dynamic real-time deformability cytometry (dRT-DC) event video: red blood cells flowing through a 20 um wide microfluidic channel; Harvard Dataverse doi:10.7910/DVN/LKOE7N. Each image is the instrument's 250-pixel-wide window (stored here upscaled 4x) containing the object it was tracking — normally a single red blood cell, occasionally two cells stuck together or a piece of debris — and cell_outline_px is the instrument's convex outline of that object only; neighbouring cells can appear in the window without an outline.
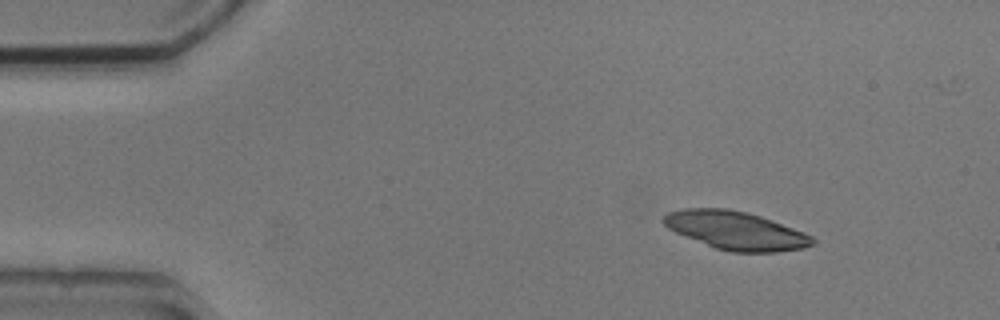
{"species": "common noctule bat (a hibernating species)", "species_latin": "Nyctalus noctula", "temperature_condition": "cold", "stored_images_in_passage": 3, "camera_frame_rate_fps": 3000, "um_per_image_px": 0.085, "animal": {"sex": "male", "body_mass_g": 20.5, "forearm_length_mm": 52.5}, "frame": {"image": 1, "passage_image": 1, "time_ms": 0.0, "image_size_px": [1000, 320], "cell_outline_px": [[816, 244], [804, 248], [776, 252], [732, 252], [716, 248], [676, 232], [668, 228], [664, 224], [664, 216], [668, 212], [684, 208], [728, 208], [748, 212], [772, 220], [804, 232], [812, 236], [816, 240]], "centroid_in_image_um": [62.59, 19.59], "position_along_channel_um": 22.4, "area_um2": 33.06}}